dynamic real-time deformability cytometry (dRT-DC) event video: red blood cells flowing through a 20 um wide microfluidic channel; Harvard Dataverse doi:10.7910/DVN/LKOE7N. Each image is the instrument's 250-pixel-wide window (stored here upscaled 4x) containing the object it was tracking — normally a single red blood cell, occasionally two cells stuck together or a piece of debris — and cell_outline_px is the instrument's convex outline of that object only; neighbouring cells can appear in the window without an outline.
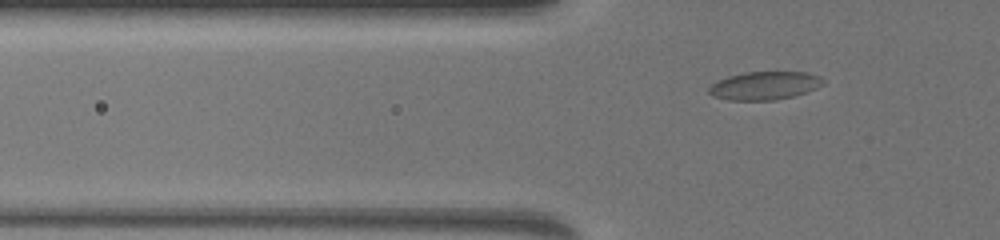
{"species": "common noctule bat (a hibernating species)", "species_latin": "Nyctalus noctula", "temperature_condition": "warm", "stored_images_in_passage": 47, "camera_frame_rate_fps": 3000, "um_per_image_px": 0.085, "animal": {"sex": "female", "body_mass_g": 19.5, "forearm_length_mm": 54.1}, "frame": {"image": 1, "passage_image": 4, "time_ms": 1.0, "image_size_px": [1000, 240], "cell_outline_px": [[824, 84], [808, 92], [792, 96], [772, 100], [728, 100], [712, 96], [708, 92], [708, 88], [716, 80], [728, 76], [744, 72], [808, 72], [820, 76], [824, 80]], "centroid_in_image_um": [64.98, 7.27], "position_along_channel_um": 60.8, "area_um2": 18.9}}
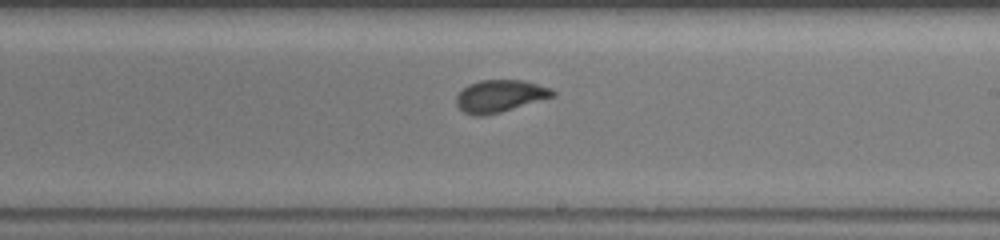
{"frame": {"image": 2, "passage_image": 22, "time_ms": 7.0, "image_size_px": [1000, 240], "cell_outline_px": [[556, 96], [500, 112], [484, 116], [476, 116], [464, 112], [456, 104], [456, 96], [468, 84], [480, 80], [524, 80], [552, 88], [556, 92]], "centroid_in_image_um": [42.52, 8.16], "position_along_channel_um": 246.5, "area_um2": 18.15}}
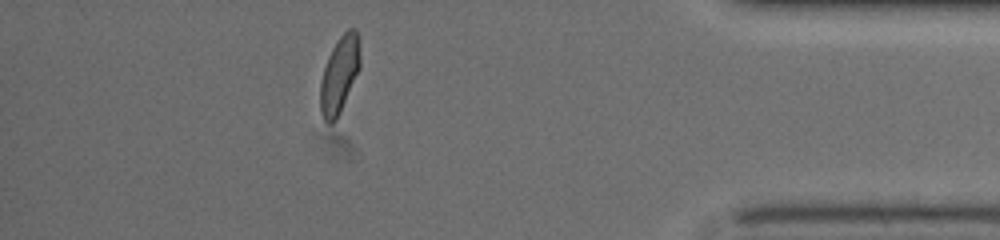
{"frame": {"image": 3, "passage_image": 40, "time_ms": 13.0, "image_size_px": [1000, 240], "cell_outline_px": [[360, 68], [340, 112], [336, 120], [332, 124], [328, 124], [324, 120], [320, 112], [320, 84], [324, 68], [328, 56], [336, 40], [348, 28], [356, 28], [360, 56]], "centroid_in_image_um": [28.84, 6.36], "position_along_channel_um": 406.4, "area_um2": 17.8}}